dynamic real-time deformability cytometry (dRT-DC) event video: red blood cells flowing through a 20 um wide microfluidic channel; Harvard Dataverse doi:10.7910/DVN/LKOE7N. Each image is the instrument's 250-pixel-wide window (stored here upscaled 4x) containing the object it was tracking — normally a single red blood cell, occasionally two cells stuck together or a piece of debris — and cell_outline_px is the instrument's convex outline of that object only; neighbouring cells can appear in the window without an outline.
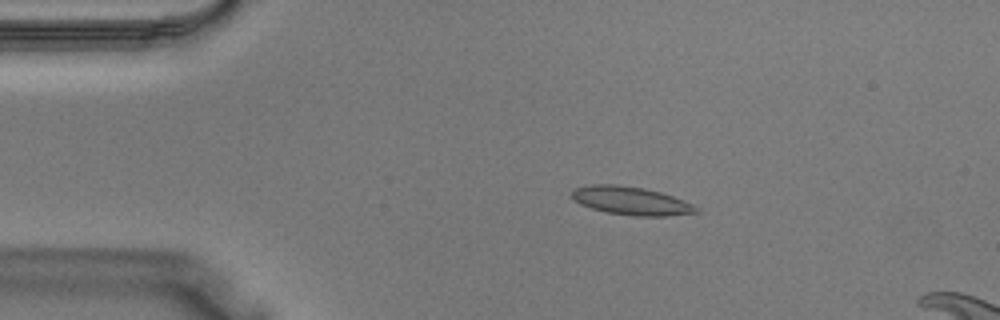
{"species": "Egyptian fruit bat (a non-hibernating species)", "species_latin": "Rousettus aegyptiacus", "temperature_condition": "warm", "stored_images_in_passage": 12, "camera_frame_rate_fps": 3000, "um_per_image_px": 0.085, "animal": {"sex": "male"}, "frame": {"image": 1, "passage_image": 7, "time_ms": 2.0, "image_size_px": [1000, 320], "cell_outline_px": [[700, 212], [668, 216], [632, 216], [604, 212], [580, 204], [572, 200], [572, 192], [576, 188], [592, 184], [616, 184], [644, 188], [660, 192], [672, 196], [692, 204], [700, 208]], "centroid_in_image_um": [53.64, 17.08], "position_along_channel_um": 31.4, "area_um2": 20.58}}